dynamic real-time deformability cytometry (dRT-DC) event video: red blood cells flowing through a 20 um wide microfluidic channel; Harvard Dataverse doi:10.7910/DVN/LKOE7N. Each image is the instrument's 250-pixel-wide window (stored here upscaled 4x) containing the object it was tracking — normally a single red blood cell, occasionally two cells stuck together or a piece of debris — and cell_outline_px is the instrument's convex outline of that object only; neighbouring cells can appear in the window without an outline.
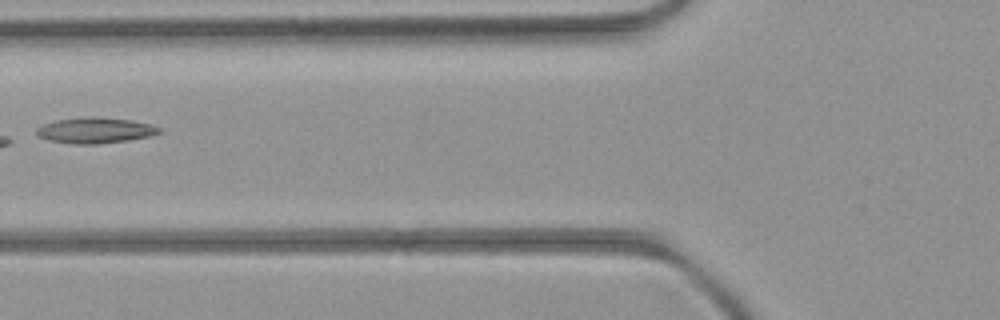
{"species": "common noctule bat (a hibernating species)", "species_latin": "Nyctalus noctula", "temperature_condition": "room temperature", "stored_images_in_passage": 5, "camera_frame_rate_fps": 3000, "um_per_image_px": 0.085, "animal": {"sex": "female", "body_mass_g": 21.9}, "frame": {"image": 1, "passage_image": 5, "time_ms": 5.333, "image_size_px": [1000, 320], "cell_outline_px": [[160, 132], [148, 136], [128, 140], [96, 144], [72, 144], [48, 140], [36, 136], [36, 128], [44, 124], [56, 120], [84, 116], [92, 116], [132, 120], [148, 124], [160, 128]], "centroid_in_image_um": [8.02, 11.08], "position_along_channel_um": 117.8, "area_um2": 18.38}}